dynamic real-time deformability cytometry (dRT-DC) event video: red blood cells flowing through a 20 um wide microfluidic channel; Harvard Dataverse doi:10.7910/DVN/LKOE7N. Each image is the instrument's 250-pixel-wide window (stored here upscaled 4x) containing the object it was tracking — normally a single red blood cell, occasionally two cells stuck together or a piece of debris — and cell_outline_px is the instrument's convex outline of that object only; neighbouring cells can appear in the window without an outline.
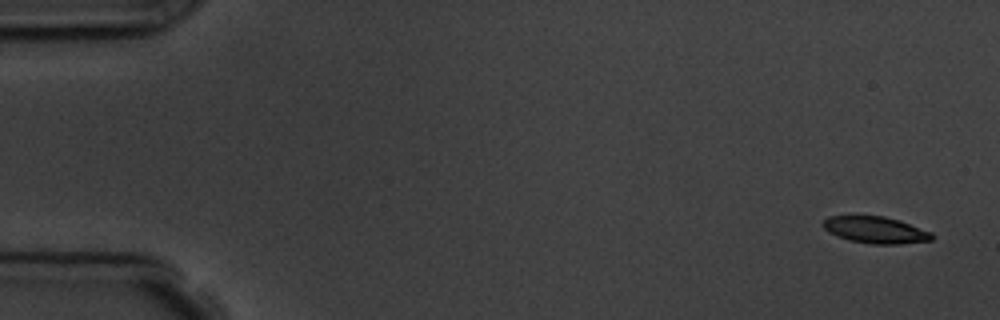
{"species": "common noctule bat (a hibernating species)", "species_latin": "Nyctalus noctula", "temperature_condition": "room temperature", "stored_images_in_passage": 5, "camera_frame_rate_fps": 3000, "um_per_image_px": 0.085, "animal": {"sex": "male", "body_mass_g": 19.5, "forearm_length_mm": 54.6}, "frame": {"image": 1, "passage_image": 1, "time_ms": 0.0, "image_size_px": [1000, 320], "cell_outline_px": [[932, 240], [900, 244], [872, 244], [852, 240], [828, 232], [820, 224], [828, 216], [884, 216], [900, 220], [932, 232]], "centroid_in_image_um": [74.43, 19.53], "position_along_channel_um": 10.6, "area_um2": 16.82}}
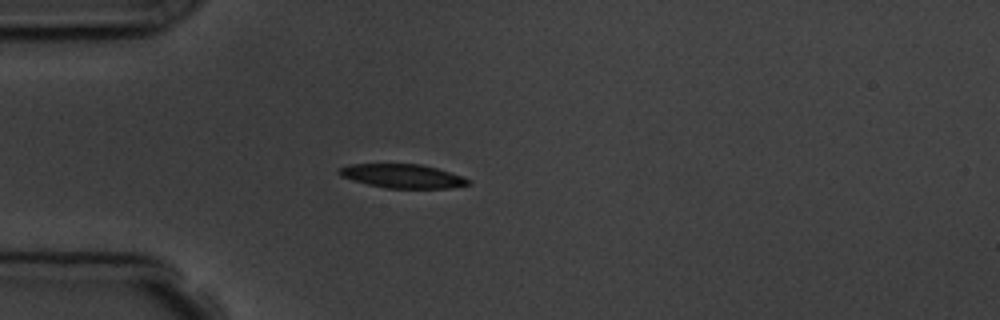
{"frame": {"image": 2, "passage_image": 4, "time_ms": 4.333, "image_size_px": [1000, 320], "cell_outline_px": [[472, 184], [452, 188], [384, 188], [352, 180], [340, 176], [336, 172], [340, 168], [348, 164], [420, 164], [436, 168], [464, 176]], "centroid_in_image_um": [34.21, 14.97], "position_along_channel_um": 50.8, "area_um2": 18.03}}